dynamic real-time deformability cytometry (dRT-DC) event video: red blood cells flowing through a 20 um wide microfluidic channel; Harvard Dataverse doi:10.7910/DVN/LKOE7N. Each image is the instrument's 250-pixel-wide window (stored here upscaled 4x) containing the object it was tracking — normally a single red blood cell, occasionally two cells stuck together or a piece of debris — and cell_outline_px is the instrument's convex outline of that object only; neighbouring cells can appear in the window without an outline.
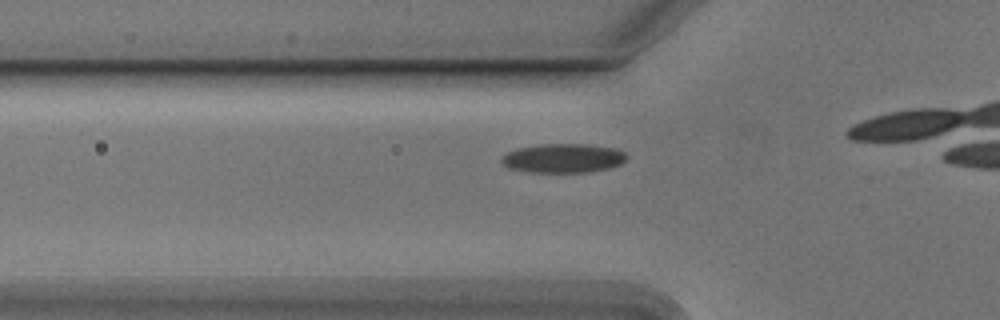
{"species": "Egyptian fruit bat (a non-hibernating species)", "species_latin": "Rousettus aegyptiacus", "temperature_condition": "cold", "stored_images_in_passage": 19, "camera_frame_rate_fps": 3000, "um_per_image_px": 0.085, "animal": {"sex": "male"}, "frame": {"image": 1, "passage_image": 14, "time_ms": 4.333, "image_size_px": [1000, 320], "cell_outline_px": [[628, 156], [620, 164], [608, 168], [588, 172], [532, 172], [508, 168], [500, 160], [508, 152], [516, 148], [540, 144], [588, 144], [616, 148], [624, 152]], "centroid_in_image_um": [47.88, 13.44], "position_along_channel_um": 77.9, "area_um2": 21.15}}